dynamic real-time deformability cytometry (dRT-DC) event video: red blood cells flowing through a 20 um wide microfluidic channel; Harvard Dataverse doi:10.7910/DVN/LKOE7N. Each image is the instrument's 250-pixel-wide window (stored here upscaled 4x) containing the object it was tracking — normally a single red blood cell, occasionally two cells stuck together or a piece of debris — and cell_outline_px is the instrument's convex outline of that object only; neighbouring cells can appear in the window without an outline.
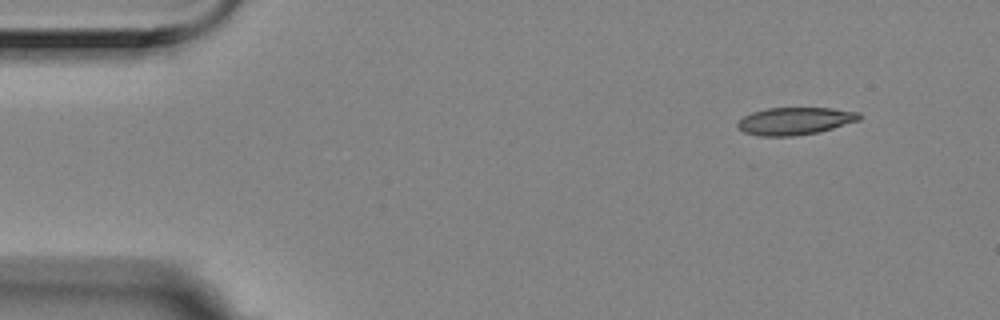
{"species": "Egyptian fruit bat (a non-hibernating species)", "species_latin": "Rousettus aegyptiacus", "temperature_condition": "room temperature", "stored_images_in_passage": 5, "camera_frame_rate_fps": 3000, "um_per_image_px": 0.085, "animal": {"sex": "female"}, "frame": {"image": 1, "passage_image": 1, "time_ms": 0.0, "image_size_px": [1000, 320], "cell_outline_px": [[864, 116], [860, 120], [832, 128], [816, 132], [792, 136], [760, 136], [744, 132], [736, 124], [744, 116], [752, 112], [768, 108], [832, 108], [860, 112]], "centroid_in_image_um": [67.61, 10.27], "position_along_channel_um": 17.4, "area_um2": 19.36}}
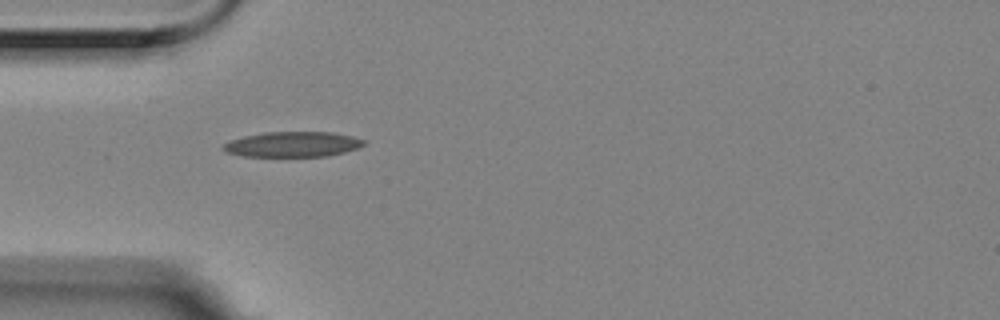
{"frame": {"image": 2, "passage_image": 4, "time_ms": 1.0, "image_size_px": [1000, 320], "cell_outline_px": [[368, 140], [364, 144], [356, 148], [344, 152], [328, 156], [240, 156], [224, 152], [220, 148], [228, 140], [244, 136], [264, 132], [332, 132], [352, 136]], "centroid_in_image_um": [24.83, 12.26], "position_along_channel_um": 60.2, "area_um2": 20.87}}
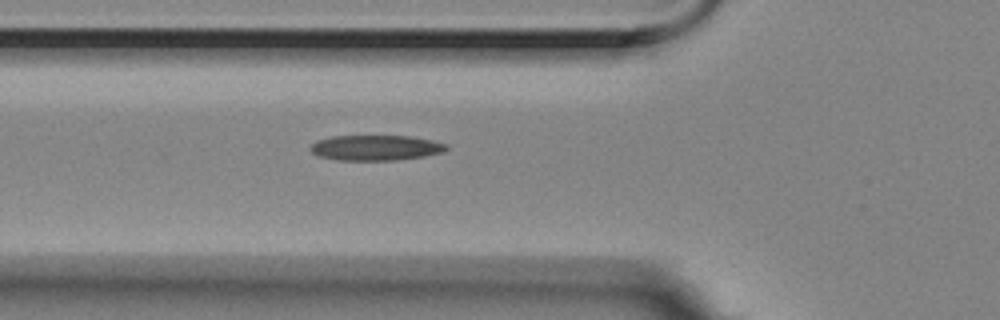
{"frame": {"image": 3, "passage_image": 5, "time_ms": 1.333, "image_size_px": [1000, 320], "cell_outline_px": [[448, 148], [444, 152], [424, 156], [396, 160], [336, 160], [320, 156], [312, 152], [308, 148], [316, 140], [332, 136], [412, 136], [432, 140], [448, 144]], "centroid_in_image_um": [31.95, 12.55], "position_along_channel_um": 93.9, "area_um2": 20.17}}